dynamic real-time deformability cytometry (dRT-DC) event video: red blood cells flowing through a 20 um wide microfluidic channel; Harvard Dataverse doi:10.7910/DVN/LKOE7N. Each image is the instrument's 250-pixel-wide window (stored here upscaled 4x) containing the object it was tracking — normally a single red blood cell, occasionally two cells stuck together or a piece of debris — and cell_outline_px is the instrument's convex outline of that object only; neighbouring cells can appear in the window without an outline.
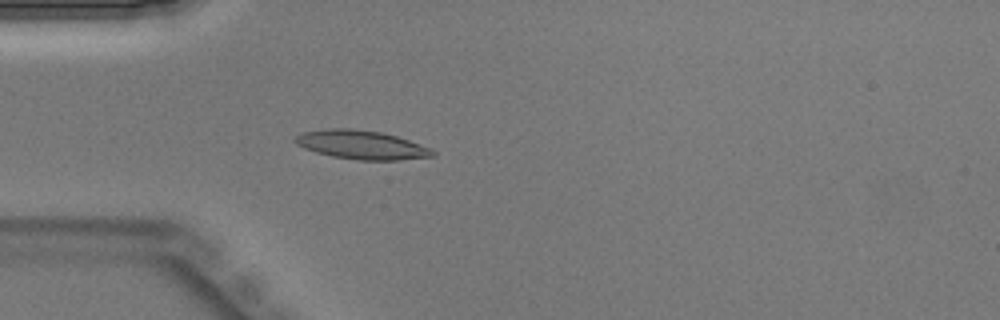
{"species": "Egyptian fruit bat (a non-hibernating species)", "species_latin": "Rousettus aegyptiacus", "temperature_condition": "warm", "stored_images_in_passage": 34, "camera_frame_rate_fps": 3000, "um_per_image_px": 0.085, "animal": {"sex": "male"}, "frame": {"image": 1, "passage_image": 6, "time_ms": 1.667, "image_size_px": [1000, 320], "cell_outline_px": [[436, 156], [396, 160], [360, 160], [332, 156], [316, 152], [304, 148], [296, 144], [292, 140], [300, 132], [332, 128], [352, 128], [380, 132], [396, 136], [408, 140], [428, 148], [436, 152]], "centroid_in_image_um": [30.68, 12.3], "position_along_channel_um": 54.3, "area_um2": 22.95}}
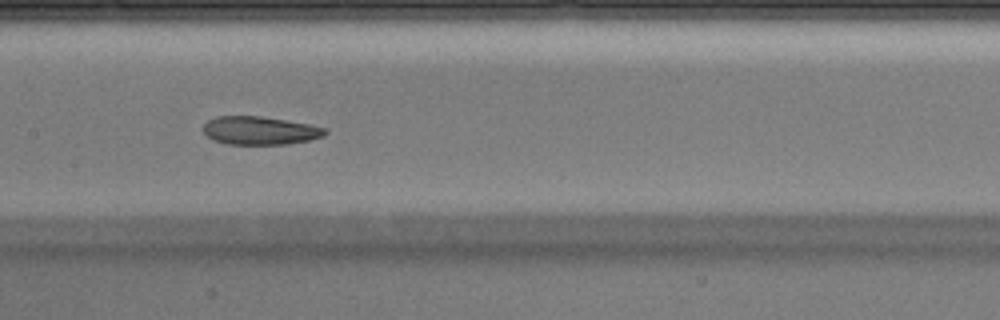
{"frame": {"image": 2, "passage_image": 15, "time_ms": 4.667, "image_size_px": [1000, 320], "cell_outline_px": [[328, 132], [324, 136], [308, 140], [284, 144], [228, 144], [212, 140], [204, 132], [204, 124], [208, 120], [216, 116], [260, 116], [308, 124], [328, 128]], "centroid_in_image_um": [22.09, 11.09], "position_along_channel_um": 185.3, "area_um2": 19.94}}
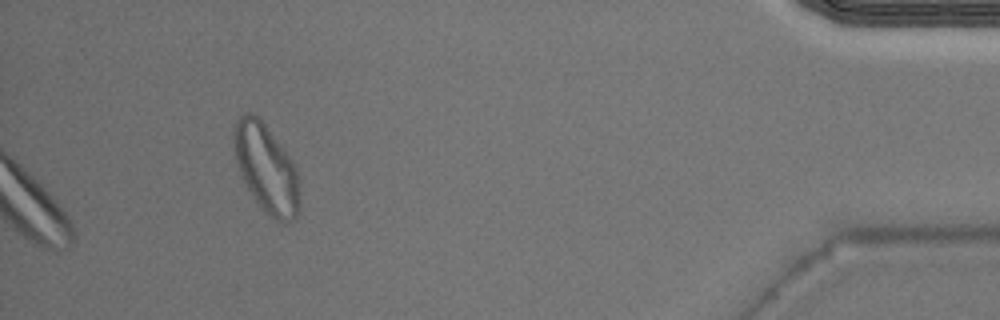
{"frame": {"image": 3, "passage_image": 34, "time_ms": 11.0, "image_size_px": [1000, 320], "cell_outline_px": [[300, 208], [296, 216], [292, 220], [284, 224], [276, 220], [252, 196], [240, 176], [232, 144], [232, 136], [236, 120], [240, 116], [248, 112], [252, 112], [264, 124], [284, 148], [292, 160], [296, 168], [300, 180]], "centroid_in_image_um": [22.64, 14.31], "position_along_channel_um": 412.6, "area_um2": 34.04}}